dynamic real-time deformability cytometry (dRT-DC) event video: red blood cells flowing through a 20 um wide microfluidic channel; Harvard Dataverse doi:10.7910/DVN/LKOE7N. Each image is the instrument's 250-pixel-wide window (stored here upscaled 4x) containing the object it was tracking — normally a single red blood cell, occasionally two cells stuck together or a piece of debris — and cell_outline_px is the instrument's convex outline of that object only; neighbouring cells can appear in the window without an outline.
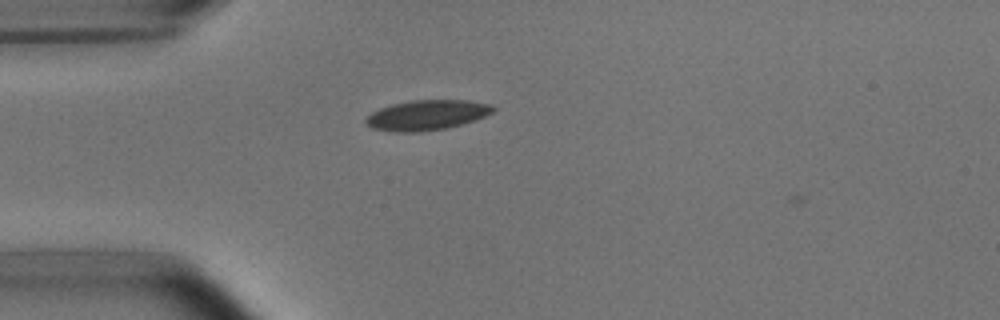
{"species": "common noctule bat (a hibernating species)", "species_latin": "Nyctalus noctula", "temperature_condition": "room temperature", "stored_images_in_passage": 2, "camera_frame_rate_fps": 3000, "um_per_image_px": 0.085, "animal": {"sex": "male", "body_mass_g": 15.6}, "frame": {"image": 1, "passage_image": 1, "time_ms": 0.0, "image_size_px": [1000, 320], "cell_outline_px": [[496, 108], [492, 112], [476, 120], [448, 128], [420, 132], [392, 132], [372, 128], [364, 120], [372, 112], [380, 108], [392, 104], [412, 100], [468, 100], [488, 104]], "centroid_in_image_um": [36.27, 9.79], "position_along_channel_um": 48.7, "area_um2": 22.31}}